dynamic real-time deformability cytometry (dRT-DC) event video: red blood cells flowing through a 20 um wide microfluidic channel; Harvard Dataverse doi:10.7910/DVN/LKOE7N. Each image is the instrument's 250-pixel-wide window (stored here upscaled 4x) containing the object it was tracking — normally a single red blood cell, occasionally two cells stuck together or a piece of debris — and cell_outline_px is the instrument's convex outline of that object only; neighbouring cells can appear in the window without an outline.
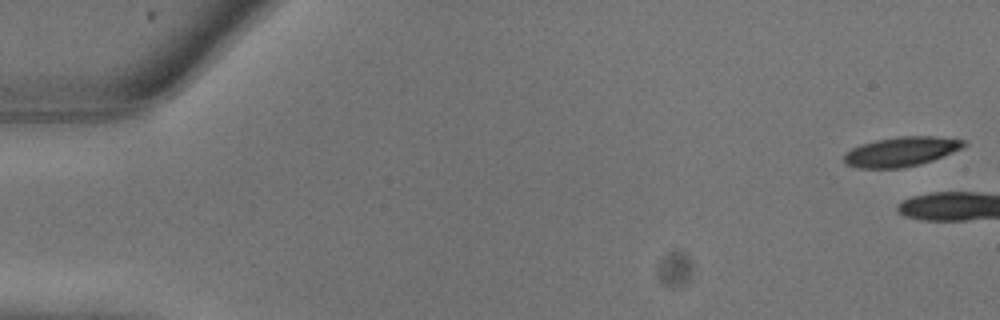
{"species": "common noctule bat (a hibernating species)", "species_latin": "Nyctalus noctula", "temperature_condition": "warm", "stored_images_in_passage": 4, "camera_frame_rate_fps": 3000, "um_per_image_px": 0.085, "animal": {"sex": "male", "body_mass_g": 13.3}, "frame": {"image": 1, "passage_image": 1, "time_ms": 0.0, "image_size_px": [1000, 320], "cell_outline_px": [[968, 144], [960, 148], [932, 160], [920, 164], [900, 168], [860, 168], [848, 164], [844, 160], [844, 156], [852, 148], [860, 144], [876, 140], [900, 136], [936, 136], [964, 140]], "centroid_in_image_um": [76.6, 12.88], "position_along_channel_um": 8.4, "area_um2": 20.29}}